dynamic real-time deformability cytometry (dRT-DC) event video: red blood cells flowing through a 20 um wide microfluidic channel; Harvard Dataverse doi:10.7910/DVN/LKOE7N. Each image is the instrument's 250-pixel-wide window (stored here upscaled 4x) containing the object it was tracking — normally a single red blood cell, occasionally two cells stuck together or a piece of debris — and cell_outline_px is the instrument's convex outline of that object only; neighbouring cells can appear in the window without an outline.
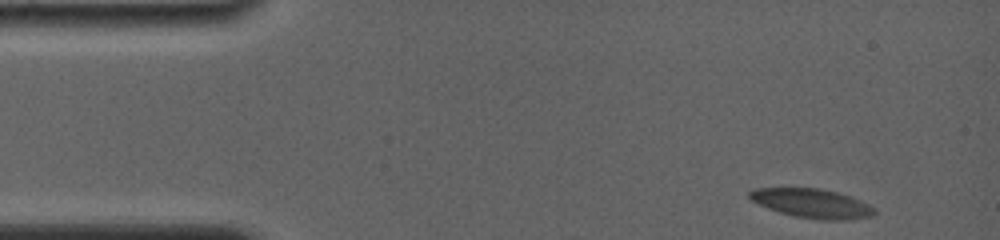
{"species": "common noctule bat (a hibernating species)", "species_latin": "Nyctalus noctula", "temperature_condition": "room temperature", "stored_images_in_passage": 13, "camera_frame_rate_fps": 4000, "um_per_image_px": 0.085, "animal": {"sex": "female", "body_mass_g": 19.0, "forearm_length_mm": 56.7}, "frame": {"image": 1, "passage_image": 1, "time_ms": 0.0, "image_size_px": [1000, 240], "cell_outline_px": [[876, 212], [872, 216], [852, 220], [820, 220], [796, 216], [780, 212], [768, 208], [752, 200], [748, 196], [748, 192], [756, 188], [820, 188], [852, 196], [876, 208]], "centroid_in_image_um": [69.07, 17.29], "position_along_channel_um": 15.9, "area_um2": 21.27}}
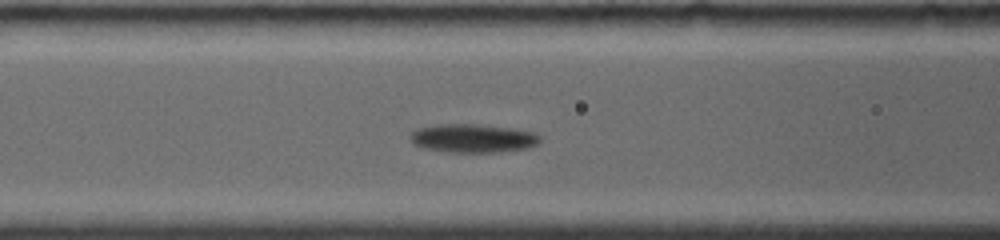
{"frame": {"image": 2, "passage_image": 8, "time_ms": 5.5, "image_size_px": [1000, 240], "cell_outline_px": [[540, 140], [536, 144], [528, 148], [500, 152], [448, 152], [424, 148], [416, 144], [408, 136], [416, 128], [432, 124], [476, 124], [512, 128], [532, 132], [540, 136]], "centroid_in_image_um": [40.17, 11.74], "position_along_channel_um": 126.4, "area_um2": 21.62}}
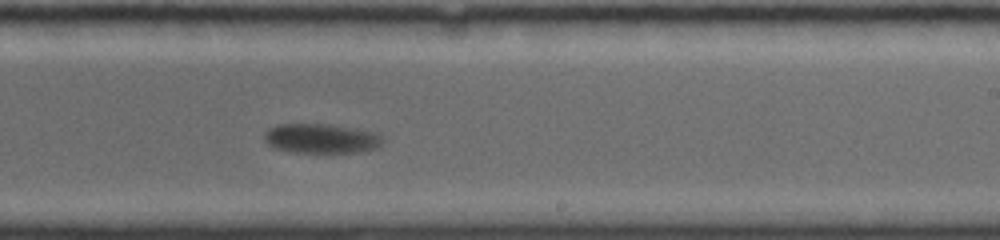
{"frame": {"image": 3, "passage_image": 13, "time_ms": 9.25, "image_size_px": [1000, 240], "cell_outline_px": [[384, 140], [376, 148], [356, 152], [296, 152], [276, 148], [268, 144], [264, 140], [264, 132], [268, 128], [276, 124], [328, 124], [356, 128], [376, 132]], "centroid_in_image_um": [27.28, 11.75], "position_along_channel_um": 261.7, "area_um2": 20.35}}